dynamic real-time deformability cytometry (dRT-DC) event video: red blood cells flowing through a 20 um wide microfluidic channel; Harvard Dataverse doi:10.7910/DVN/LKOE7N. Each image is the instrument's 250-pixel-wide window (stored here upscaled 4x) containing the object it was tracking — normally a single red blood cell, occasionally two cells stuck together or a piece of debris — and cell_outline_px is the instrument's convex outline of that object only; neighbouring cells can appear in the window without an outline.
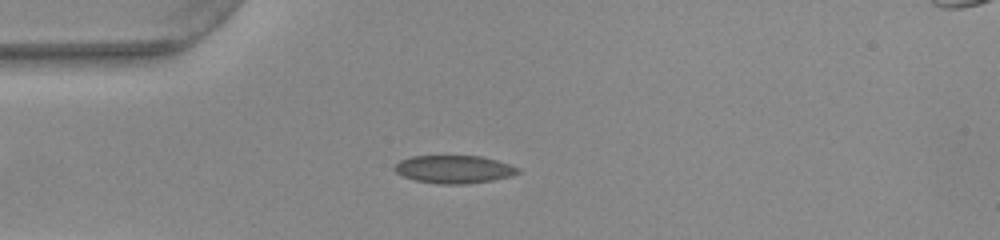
{"species": "common noctule bat (a hibernating species)", "species_latin": "Nyctalus noctula", "temperature_condition": "warm", "stored_images_in_passage": 51, "camera_frame_rate_fps": 3000, "um_per_image_px": 0.085, "animal": {"sex": "female", "body_mass_g": 22.0, "forearm_length_mm": 56.7}, "frame": {"image": 1, "passage_image": 13, "time_ms": 4.0, "image_size_px": [1000, 240], "cell_outline_px": [[520, 172], [512, 176], [492, 180], [468, 184], [440, 184], [416, 180], [404, 176], [396, 172], [392, 168], [400, 160], [412, 156], [480, 156], [496, 160], [520, 168]], "centroid_in_image_um": [38.6, 14.39], "position_along_channel_um": 46.4, "area_um2": 20.0}}
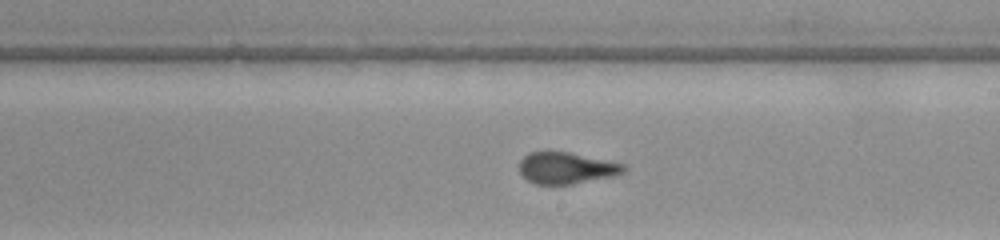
{"frame": {"image": 2, "passage_image": 29, "time_ms": 9.333, "image_size_px": [1000, 240], "cell_outline_px": [[628, 168], [624, 172], [616, 176], [572, 184], [536, 184], [528, 180], [520, 172], [520, 160], [528, 152], [568, 152], [628, 164]], "centroid_in_image_um": [48.21, 14.28], "position_along_channel_um": 240.8, "area_um2": 19.31}}
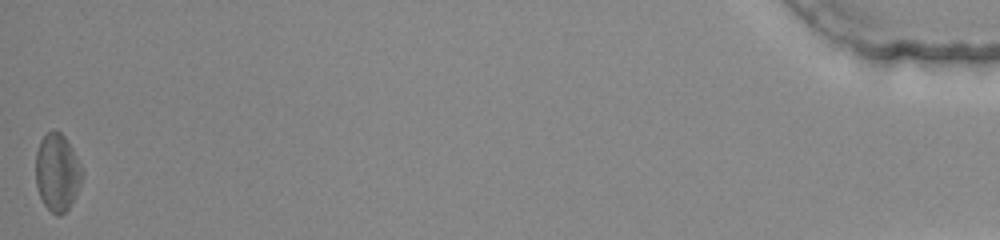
{"frame": {"image": 3, "passage_image": 51, "time_ms": 16.667, "image_size_px": [1000, 240], "cell_outline_px": [[84, 176], [68, 208], [60, 216], [56, 216], [44, 204], [40, 196], [36, 184], [36, 152], [40, 140], [48, 132], [60, 132], [64, 136], [72, 148], [80, 164]], "centroid_in_image_um": [4.86, 14.66], "position_along_channel_um": 430.3, "area_um2": 20.63}, "authors_computed_cell_mechanics": {"area_um2": 20.1144, "velocity_mm_per_s": 3.9386, "shape_relaxation_time_tau1_ms": null, "shape_relaxation_time_tau2_ms": 0.7966, "deformation_change_tau1": null, "deformation_change_tau2": 0.0577}}